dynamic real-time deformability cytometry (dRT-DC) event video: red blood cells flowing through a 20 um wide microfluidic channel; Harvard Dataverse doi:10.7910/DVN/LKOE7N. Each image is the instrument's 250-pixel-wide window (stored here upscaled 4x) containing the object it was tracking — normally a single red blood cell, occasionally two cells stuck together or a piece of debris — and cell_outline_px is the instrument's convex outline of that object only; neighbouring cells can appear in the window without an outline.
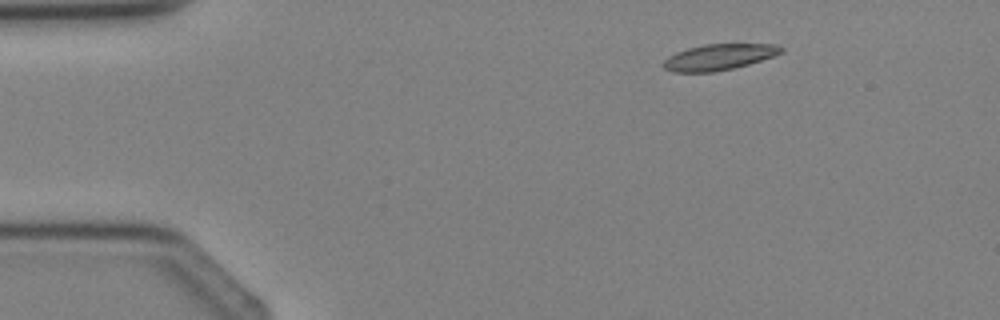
{"species": "Egyptian fruit bat (a non-hibernating species)", "species_latin": "Rousettus aegyptiacus", "temperature_condition": "cold", "stored_images_in_passage": 3, "camera_frame_rate_fps": 3000, "um_per_image_px": 0.085, "animal": {"sex": "female"}, "frame": {"image": 1, "passage_image": 1, "time_ms": 0.0, "image_size_px": [1000, 320], "cell_outline_px": [[784, 52], [748, 64], [716, 72], [672, 72], [664, 68], [660, 64], [668, 56], [676, 52], [688, 48], [704, 44], [776, 44], [784, 48]], "centroid_in_image_um": [61.07, 4.85], "position_along_channel_um": 23.9, "area_um2": 17.86}}
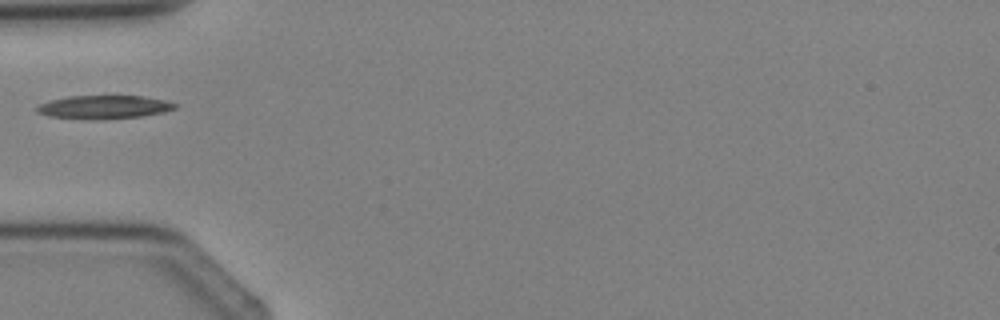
{"frame": {"image": 2, "passage_image": 3, "time_ms": 2.333, "image_size_px": [1000, 320], "cell_outline_px": [[176, 108], [164, 112], [140, 116], [104, 120], [84, 120], [48, 116], [36, 112], [36, 108], [40, 104], [52, 100], [68, 96], [140, 96], [168, 100], [176, 104]], "centroid_in_image_um": [8.83, 9.12], "position_along_channel_um": 76.2, "area_um2": 19.02}}